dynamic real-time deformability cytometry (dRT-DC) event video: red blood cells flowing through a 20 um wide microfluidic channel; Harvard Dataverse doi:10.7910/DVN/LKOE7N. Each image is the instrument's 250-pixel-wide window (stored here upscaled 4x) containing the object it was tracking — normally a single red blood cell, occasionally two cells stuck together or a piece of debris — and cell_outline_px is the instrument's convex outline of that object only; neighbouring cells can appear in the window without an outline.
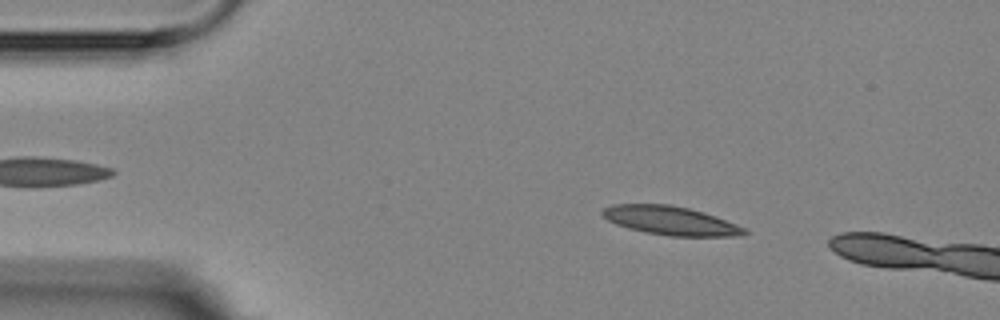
{"species": "Egyptian fruit bat (a non-hibernating species)", "species_latin": "Rousettus aegyptiacus", "temperature_condition": "room temperature", "stored_images_in_passage": 4, "camera_frame_rate_fps": 3000, "um_per_image_px": 0.085, "animal": {"sex": "female"}, "frame": {"image": 1, "passage_image": 2, "time_ms": 1.333, "image_size_px": [1000, 320], "cell_outline_px": [[748, 232], [740, 236], [672, 236], [648, 232], [628, 228], [616, 224], [608, 220], [600, 212], [604, 208], [612, 204], [668, 204], [688, 208], [704, 212], [748, 228]], "centroid_in_image_um": [57.03, 18.75], "position_along_channel_um": 28.0, "area_um2": 23.7}}